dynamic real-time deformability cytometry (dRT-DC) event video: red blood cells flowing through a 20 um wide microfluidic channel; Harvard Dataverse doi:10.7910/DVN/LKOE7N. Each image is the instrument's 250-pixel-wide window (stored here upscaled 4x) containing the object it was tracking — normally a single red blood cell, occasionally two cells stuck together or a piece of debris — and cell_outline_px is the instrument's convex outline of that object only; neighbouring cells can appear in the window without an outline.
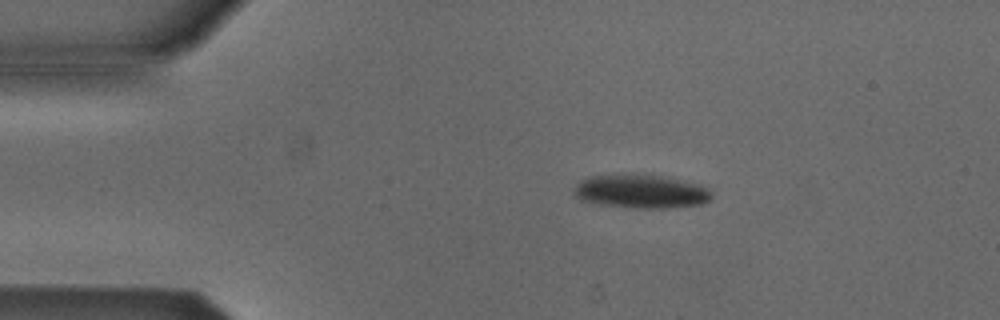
{"species": "Egyptian fruit bat (a non-hibernating species)", "species_latin": "Rousettus aegyptiacus", "temperature_condition": "cold", "stored_images_in_passage": 4, "camera_frame_rate_fps": 3000, "um_per_image_px": 0.085, "animal": {"sex": "male"}, "frame": {"image": 1, "passage_image": 3, "time_ms": 2.333, "image_size_px": [1000, 320], "cell_outline_px": [[712, 196], [704, 204], [668, 208], [636, 208], [600, 204], [584, 200], [576, 196], [572, 192], [576, 184], [580, 180], [592, 176], [660, 176], [680, 180], [696, 184], [708, 188]], "centroid_in_image_um": [54.5, 16.3], "position_along_channel_um": 30.5, "area_um2": 26.18}}